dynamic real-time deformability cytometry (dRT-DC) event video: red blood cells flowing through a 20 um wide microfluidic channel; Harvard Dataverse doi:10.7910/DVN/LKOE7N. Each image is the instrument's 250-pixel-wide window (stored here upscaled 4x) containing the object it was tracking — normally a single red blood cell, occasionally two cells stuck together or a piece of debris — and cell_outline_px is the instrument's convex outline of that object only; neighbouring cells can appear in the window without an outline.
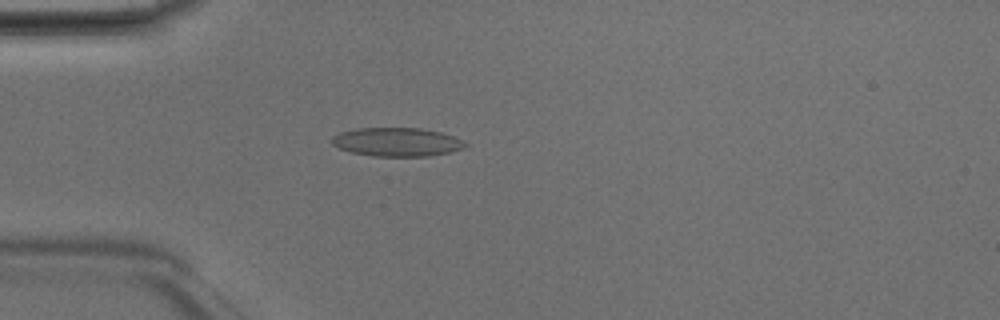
{"species": "Egyptian fruit bat (a non-hibernating species)", "species_latin": "Rousettus aegyptiacus", "temperature_condition": "room temperature", "stored_images_in_passage": 48, "camera_frame_rate_fps": 3000, "um_per_image_px": 0.085, "animal": {"sex": "male"}, "frame": {"image": 1, "passage_image": 13, "time_ms": 4.0, "image_size_px": [1000, 320], "cell_outline_px": [[468, 144], [464, 148], [452, 152], [428, 156], [372, 156], [352, 152], [340, 148], [332, 144], [332, 136], [340, 132], [356, 128], [420, 128], [440, 132], [452, 136]], "centroid_in_image_um": [33.73, 12.07], "position_along_channel_um": 51.3, "area_um2": 22.2}}
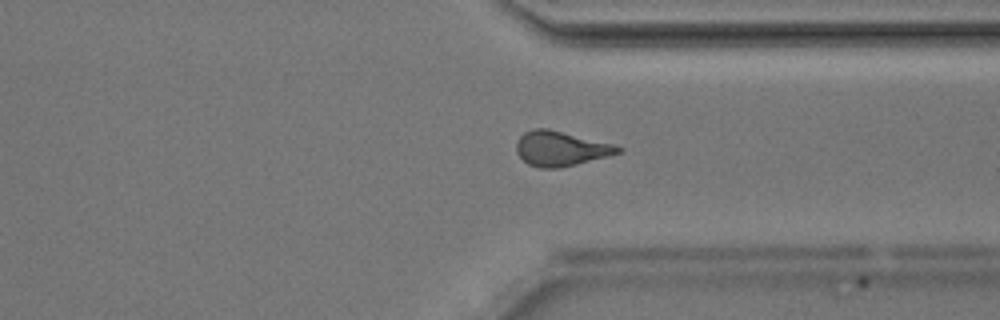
{"frame": {"image": 2, "passage_image": 36, "time_ms": 11.667, "image_size_px": [1000, 320], "cell_outline_px": [[624, 148], [620, 152], [608, 156], [560, 168], [540, 168], [528, 164], [516, 152], [516, 140], [524, 132], [532, 128], [548, 128], [612, 144]], "centroid_in_image_um": [47.62, 12.62], "position_along_channel_um": 363.8, "area_um2": 20.52}}
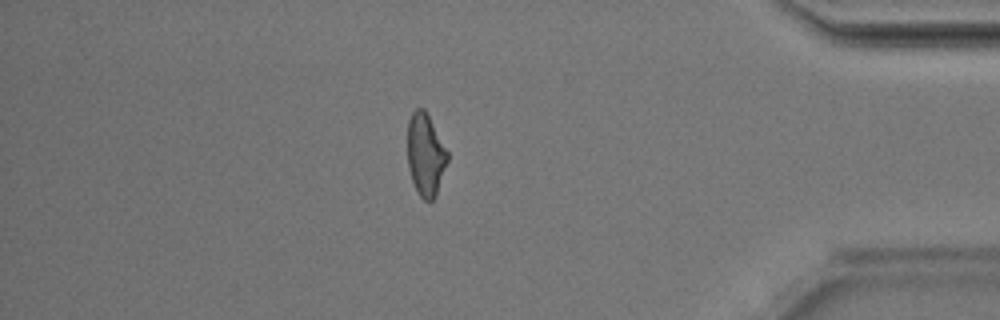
{"frame": {"image": 3, "passage_image": 41, "time_ms": 13.333, "image_size_px": [1000, 320], "cell_outline_px": [[448, 160], [436, 196], [432, 200], [424, 200], [420, 196], [412, 180], [408, 168], [408, 120], [412, 112], [416, 108], [424, 108], [448, 152]], "centroid_in_image_um": [36.17, 13.15], "position_along_channel_um": 399.0, "area_um2": 19.02}, "authors_computed_cell_mechanics": {"area_um2": 20.6057, "velocity_mm_per_s": 4.2134, "shape_relaxation_time_tau1_ms": 8.4891, "shape_relaxation_time_tau2_ms": 1.8478, "deformation_change_tau1": 0.2022, "deformation_change_tau2": 0.083}}